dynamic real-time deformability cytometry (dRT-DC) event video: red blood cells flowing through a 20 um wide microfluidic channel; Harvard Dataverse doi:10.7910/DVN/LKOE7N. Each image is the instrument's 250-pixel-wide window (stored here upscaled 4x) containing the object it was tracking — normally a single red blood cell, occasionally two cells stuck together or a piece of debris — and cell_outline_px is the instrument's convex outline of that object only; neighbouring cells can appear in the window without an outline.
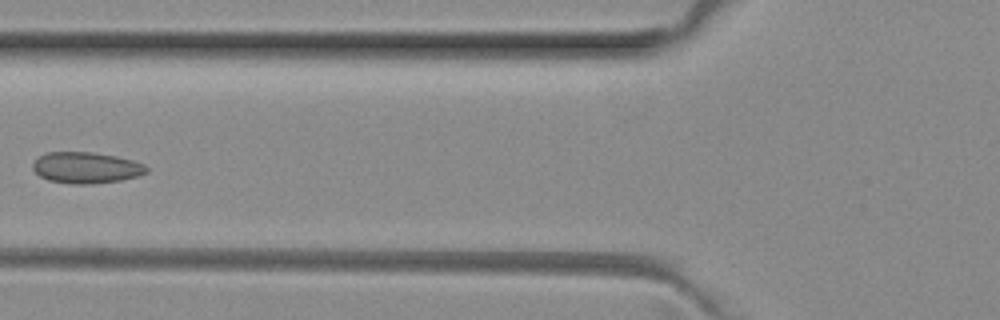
{"species": "common noctule bat (a hibernating species)", "species_latin": "Nyctalus noctula", "temperature_condition": "room temperature", "stored_images_in_passage": 5, "camera_frame_rate_fps": 3000, "um_per_image_px": 0.085, "animal": {"sex": "female", "body_mass_g": 29.2, "forearm_length_mm": 56.3}, "frame": {"image": 1, "passage_image": 4, "time_ms": 1.0, "image_size_px": [1000, 320], "cell_outline_px": [[148, 172], [136, 176], [120, 180], [88, 184], [72, 184], [48, 180], [40, 176], [32, 168], [32, 164], [40, 156], [48, 152], [92, 152], [116, 156], [132, 160], [144, 164], [148, 168]], "centroid_in_image_um": [7.32, 14.25], "position_along_channel_um": 118.5, "area_um2": 20.52}}
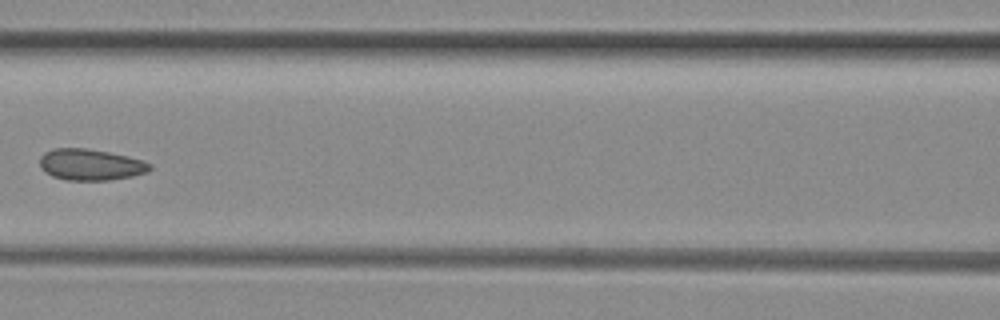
{"frame": {"image": 2, "passage_image": 5, "time_ms": 1.333, "image_size_px": [1000, 320], "cell_outline_px": [[152, 168], [148, 172], [132, 176], [108, 180], [68, 180], [52, 176], [44, 172], [40, 168], [40, 156], [44, 152], [52, 148], [88, 148], [128, 156], [144, 160], [152, 164]], "centroid_in_image_um": [7.7, 13.99], "position_along_channel_um": 158.9, "area_um2": 20.29}}